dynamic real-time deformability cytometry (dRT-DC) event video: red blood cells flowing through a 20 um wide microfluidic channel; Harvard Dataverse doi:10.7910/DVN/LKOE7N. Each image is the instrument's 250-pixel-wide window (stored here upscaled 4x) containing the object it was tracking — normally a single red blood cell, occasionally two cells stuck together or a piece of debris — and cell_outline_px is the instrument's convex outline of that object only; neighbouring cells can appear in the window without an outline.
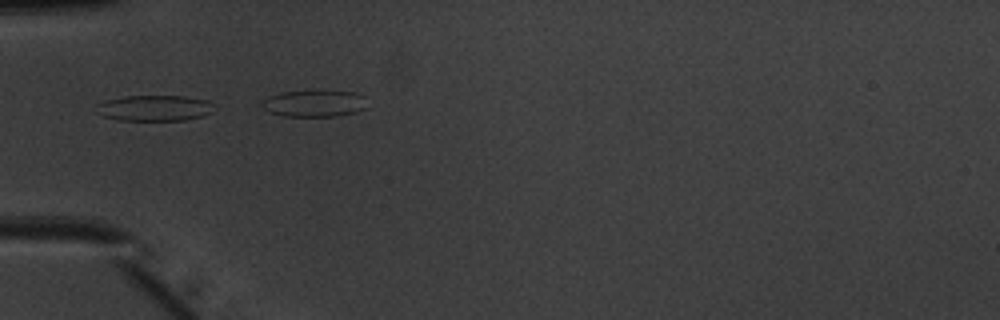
{"species": "common noctule bat (a hibernating species)", "species_latin": "Nyctalus noctula", "temperature_condition": "warm", "stored_images_in_passage": 13, "camera_frame_rate_fps": 3000, "um_per_image_px": 0.085, "animal": {"sex": "male", "body_mass_g": 20.1, "forearm_length_mm": 53.5}, "frame": {"image": 1, "passage_image": 8, "time_ms": 2.333, "image_size_px": [1000, 320], "cell_outline_px": [[216, 104], [212, 112], [204, 116], [184, 120], [120, 120], [104, 116], [96, 104], [104, 100], [124, 96], [184, 96], [208, 100]], "centroid_in_image_um": [13.22, 9.17], "position_along_channel_um": 71.8, "area_um2": 17.69}}